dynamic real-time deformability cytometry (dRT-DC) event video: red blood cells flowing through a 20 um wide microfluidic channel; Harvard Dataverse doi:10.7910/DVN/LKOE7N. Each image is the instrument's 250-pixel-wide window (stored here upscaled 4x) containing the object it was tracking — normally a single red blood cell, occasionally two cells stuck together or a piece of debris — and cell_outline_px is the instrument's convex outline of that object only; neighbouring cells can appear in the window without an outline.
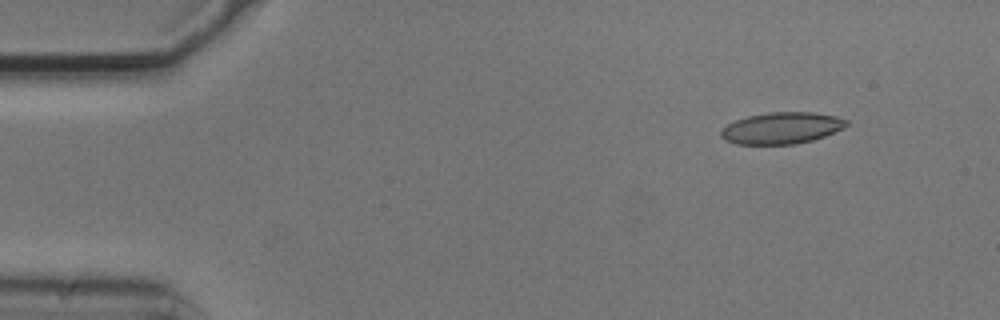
{"species": "common noctule bat (a hibernating species)", "species_latin": "Nyctalus noctula", "temperature_condition": "cold", "stored_images_in_passage": 3, "camera_frame_rate_fps": 3000, "um_per_image_px": 0.085, "animal": {"sex": "male", "body_mass_g": 20.5, "forearm_length_mm": 52.5}, "frame": {"image": 1, "passage_image": 1, "time_ms": 0.0, "image_size_px": [1000, 320], "cell_outline_px": [[848, 124], [844, 128], [824, 136], [812, 140], [796, 144], [736, 144], [724, 140], [720, 136], [720, 132], [728, 124], [736, 120], [748, 116], [768, 112], [812, 112], [836, 116], [848, 120]], "centroid_in_image_um": [66.45, 10.88], "position_along_channel_um": 18.6, "area_um2": 23.06}}
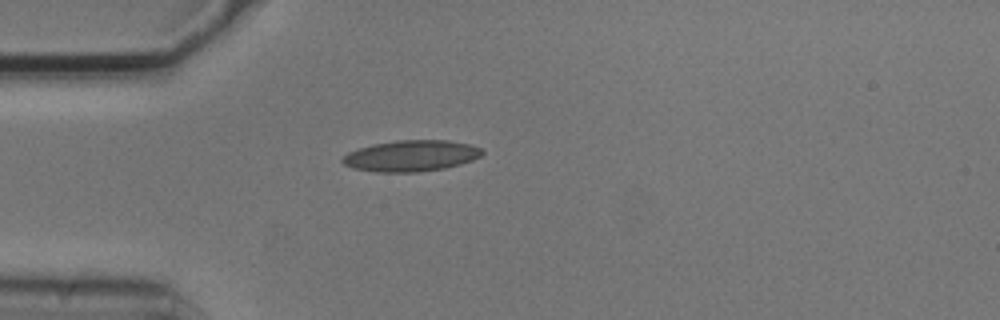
{"frame": {"image": 2, "passage_image": 3, "time_ms": 0.667, "image_size_px": [1000, 320], "cell_outline_px": [[484, 152], [480, 156], [472, 160], [460, 164], [444, 168], [416, 172], [376, 172], [352, 168], [344, 164], [340, 160], [348, 152], [372, 144], [396, 140], [448, 140], [468, 144], [480, 148]], "centroid_in_image_um": [34.92, 13.24], "position_along_channel_um": 50.1, "area_um2": 25.26}}